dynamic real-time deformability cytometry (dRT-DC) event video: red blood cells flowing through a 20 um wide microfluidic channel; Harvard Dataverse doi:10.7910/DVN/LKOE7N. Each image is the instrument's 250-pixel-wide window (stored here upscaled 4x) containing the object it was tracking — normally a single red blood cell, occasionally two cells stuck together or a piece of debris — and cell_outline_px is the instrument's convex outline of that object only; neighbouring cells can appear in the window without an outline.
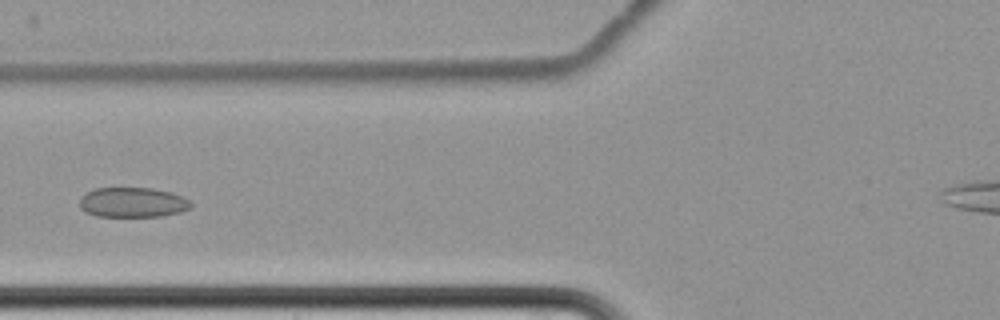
{"species": "common noctule bat (a hibernating species)", "species_latin": "Nyctalus noctula", "temperature_condition": "cold", "stored_images_in_passage": 9, "camera_frame_rate_fps": 3000, "um_per_image_px": 0.085, "animal": {"sex": "female", "body_mass_g": 22.7, "forearm_length_mm": 54.2}, "frame": {"image": 1, "passage_image": 8, "time_ms": 8.667, "image_size_px": [1000, 320], "cell_outline_px": [[192, 208], [180, 212], [160, 216], [96, 216], [80, 208], [80, 200], [88, 192], [96, 188], [152, 188], [168, 192], [180, 196], [188, 200], [192, 204]], "centroid_in_image_um": [11.29, 17.21], "position_along_channel_um": 114.5, "area_um2": 19.07}}
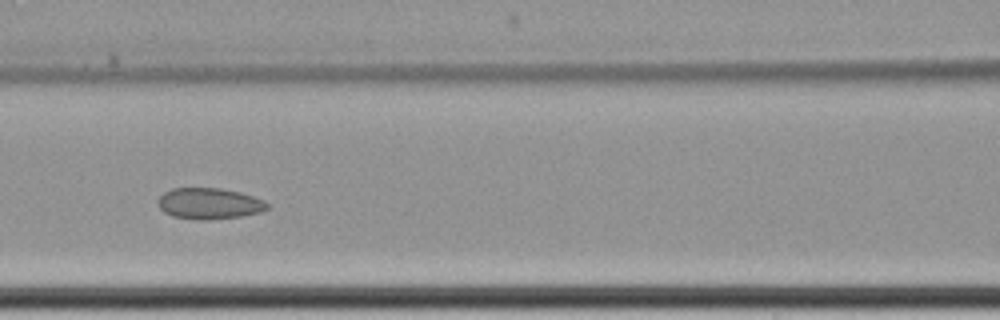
{"frame": {"image": 2, "passage_image": 9, "time_ms": 9.667, "image_size_px": [1000, 320], "cell_outline_px": [[268, 208], [260, 212], [240, 216], [208, 220], [200, 220], [172, 216], [164, 212], [160, 208], [160, 196], [164, 192], [172, 188], [220, 188], [240, 192], [264, 200], [268, 204]], "centroid_in_image_um": [17.79, 17.3], "position_along_channel_um": 148.8, "area_um2": 19.65}}